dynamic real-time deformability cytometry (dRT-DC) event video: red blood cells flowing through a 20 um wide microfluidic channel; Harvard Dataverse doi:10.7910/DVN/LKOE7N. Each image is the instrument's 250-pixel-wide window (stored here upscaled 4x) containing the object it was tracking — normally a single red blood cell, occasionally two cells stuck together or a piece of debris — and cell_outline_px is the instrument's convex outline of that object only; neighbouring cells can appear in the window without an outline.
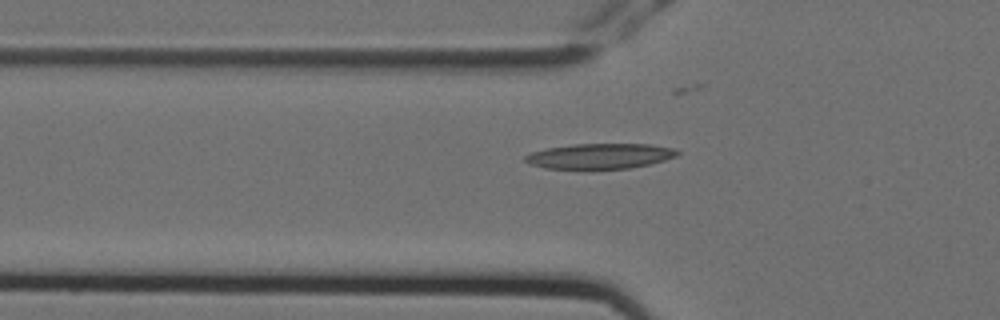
{"species": "Egyptian fruit bat (a non-hibernating species)", "species_latin": "Rousettus aegyptiacus", "temperature_condition": "cold", "stored_images_in_passage": 7, "segment_of_instrument_passage": [2, 2], "camera_frame_rate_fps": 3000, "um_per_image_px": 0.085, "animal": {"sex": "female"}, "frame": {"image": 1, "passage_image": 7, "time_ms": 2.0, "image_size_px": [1000, 320], "cell_outline_px": [[680, 152], [676, 156], [664, 160], [632, 168], [544, 168], [532, 164], [524, 160], [524, 156], [532, 152], [548, 148], [572, 144], [648, 144], [672, 148]], "centroid_in_image_um": [51.0, 13.26], "position_along_channel_um": 74.8, "area_um2": 22.02}}